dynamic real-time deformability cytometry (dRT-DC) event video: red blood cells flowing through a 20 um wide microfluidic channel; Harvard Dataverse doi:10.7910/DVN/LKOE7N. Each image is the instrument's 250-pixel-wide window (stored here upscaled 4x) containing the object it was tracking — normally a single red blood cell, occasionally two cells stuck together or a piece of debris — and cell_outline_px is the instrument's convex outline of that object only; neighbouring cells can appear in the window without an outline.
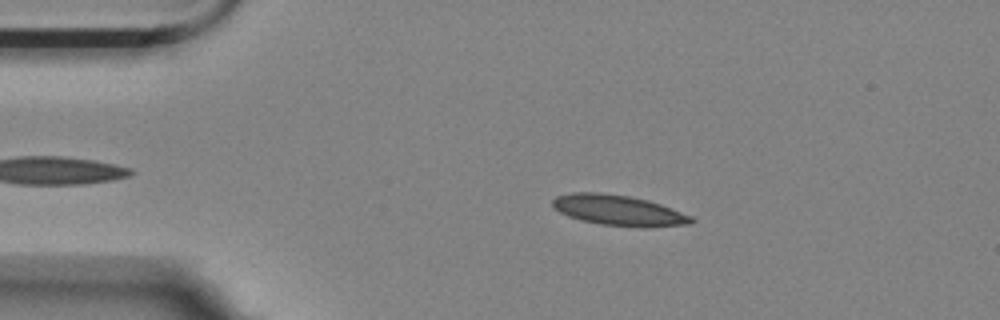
{"species": "Egyptian fruit bat (a non-hibernating species)", "species_latin": "Rousettus aegyptiacus", "temperature_condition": "room temperature", "stored_images_in_passage": 46, "camera_frame_rate_fps": 3000, "um_per_image_px": 0.085, "animal": {"sex": "female"}, "frame": {"image": 1, "passage_image": 10, "time_ms": 3.0, "image_size_px": [1000, 320], "cell_outline_px": [[696, 220], [692, 224], [644, 228], [640, 228], [600, 224], [580, 220], [568, 216], [552, 208], [552, 200], [556, 196], [572, 192], [600, 192], [628, 196], [648, 200], [672, 208], [692, 216]], "centroid_in_image_um": [52.59, 17.89], "position_along_channel_um": 32.4, "area_um2": 25.03}}
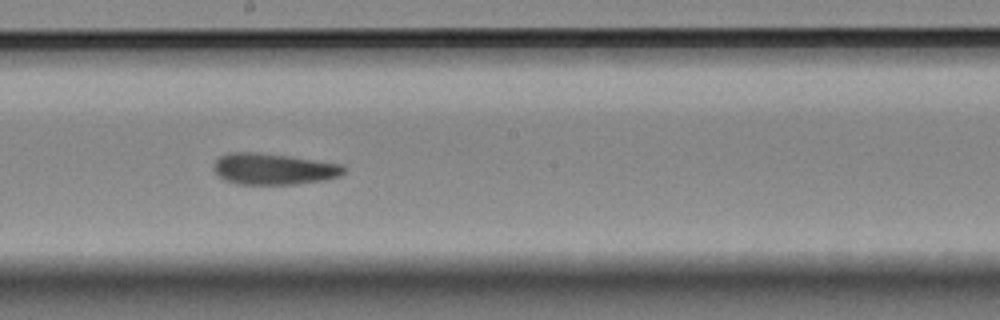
{"frame": {"image": 2, "passage_image": 30, "time_ms": 9.667, "image_size_px": [1000, 320], "cell_outline_px": [[348, 168], [340, 176], [324, 180], [296, 184], [236, 184], [224, 180], [216, 172], [216, 160], [220, 156], [228, 152], [256, 152], [288, 156], [344, 164]], "centroid_in_image_um": [23.31, 14.36], "position_along_channel_um": 224.9, "area_um2": 23.7}}
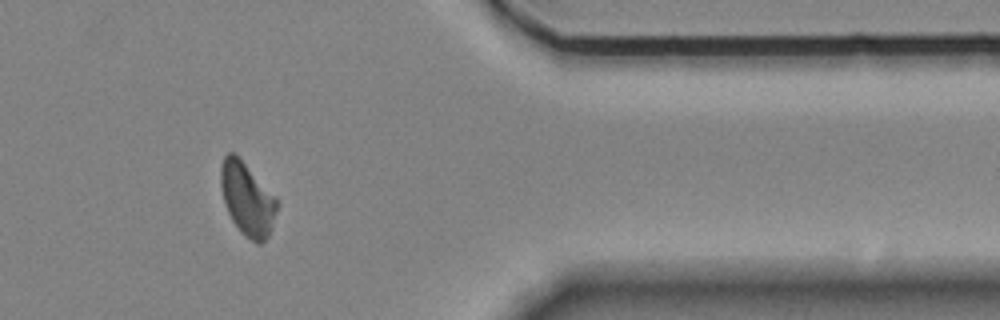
{"frame": {"image": 3, "passage_image": 46, "time_ms": 15.0, "image_size_px": [1000, 320], "cell_outline_px": [[280, 200], [268, 236], [260, 244], [256, 244], [244, 236], [240, 232], [232, 220], [224, 204], [220, 184], [220, 168], [224, 156], [228, 152], [232, 152]], "centroid_in_image_um": [21.01, 16.95], "position_along_channel_um": 390.4, "area_um2": 23.76}, "authors_computed_cell_mechanics": {"area_um2": 23.9292, "velocity_mm_per_s": 3.5054, "shape_relaxation_time_tau1_ms": 7.0995, "shape_relaxation_time_tau2_ms": 2.8634, "deformation_change_tau1": 0.1822, "deformation_change_tau2": 0.1053}}